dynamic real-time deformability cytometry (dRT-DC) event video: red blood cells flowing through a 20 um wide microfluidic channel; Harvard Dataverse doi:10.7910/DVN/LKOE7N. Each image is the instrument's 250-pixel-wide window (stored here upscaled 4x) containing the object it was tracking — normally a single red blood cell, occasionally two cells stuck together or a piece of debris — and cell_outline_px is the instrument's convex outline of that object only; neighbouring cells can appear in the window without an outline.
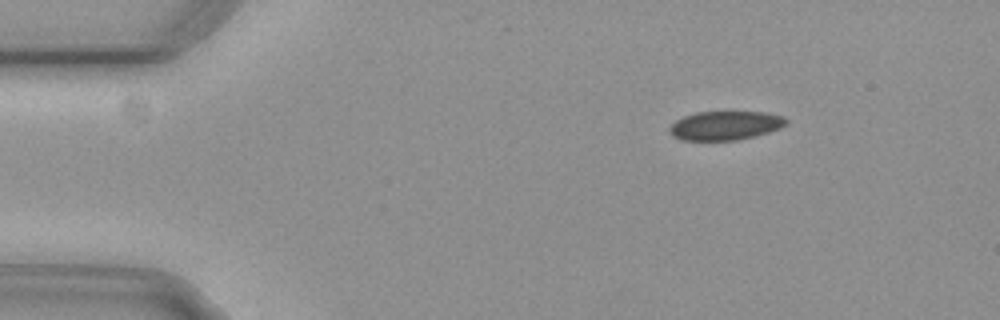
{"species": "common noctule bat (a hibernating species)", "species_latin": "Nyctalus noctula", "temperature_condition": "cold", "stored_images_in_passage": 48, "camera_frame_rate_fps": 3000, "um_per_image_px": 0.085, "animal": {"sex": "female", "body_mass_g": 29.2, "forearm_length_mm": 56.3}, "frame": {"image": 1, "passage_image": 1, "time_ms": 0.0, "image_size_px": [1000, 320], "cell_outline_px": [[788, 124], [780, 128], [768, 132], [736, 140], [680, 140], [672, 136], [668, 132], [668, 128], [676, 120], [684, 116], [696, 112], [764, 112], [784, 116], [788, 120]], "centroid_in_image_um": [61.63, 10.67], "position_along_channel_um": 23.4, "area_um2": 19.71}}
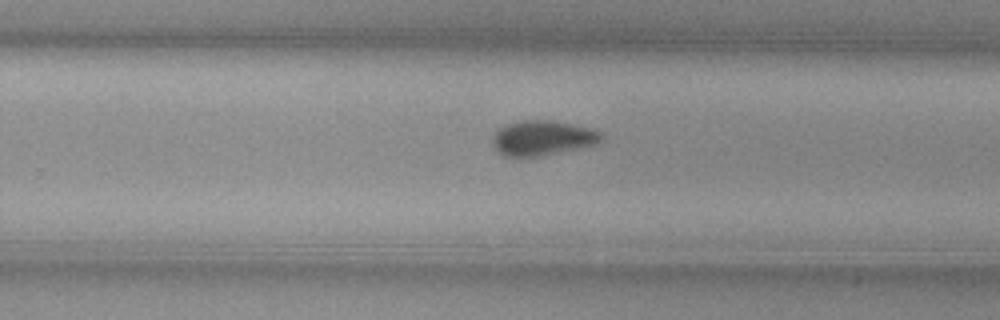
{"frame": {"image": 2, "passage_image": 28, "time_ms": 9.0, "image_size_px": [1000, 320], "cell_outline_px": [[604, 136], [596, 144], [536, 156], [504, 156], [496, 152], [492, 144], [492, 136], [496, 128], [508, 124], [524, 120], [552, 120], [592, 128], [600, 132]], "centroid_in_image_um": [46.05, 11.71], "position_along_channel_um": 283.7, "area_um2": 22.02}}
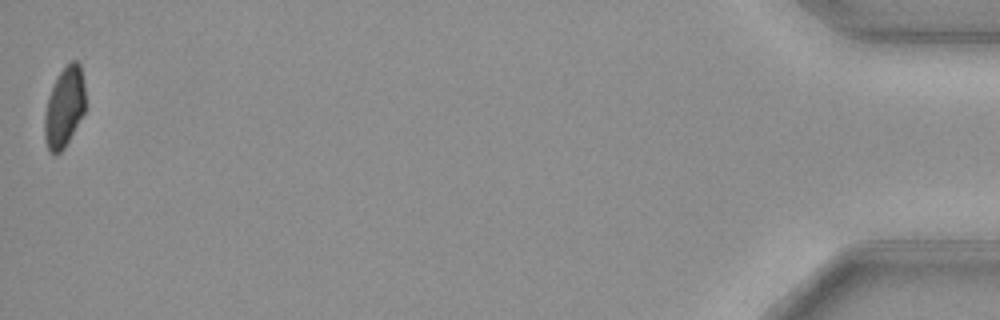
{"frame": {"image": 3, "passage_image": 48, "time_ms": 15.667, "image_size_px": [1000, 320], "cell_outline_px": [[84, 112], [64, 148], [56, 156], [48, 152], [44, 140], [44, 112], [52, 88], [60, 72], [72, 60], [76, 60], [80, 64], [84, 84]], "centroid_in_image_um": [5.44, 9.16], "position_along_channel_um": 429.8, "area_um2": 18.9}, "authors_computed_cell_mechanics": {"area_um2": 21.2993, "velocity_mm_per_s": 3.719, "shape_relaxation_time_tau1_ms": 5.4647, "shape_relaxation_time_tau2_ms": null, "deformation_change_tau1": 0.0945, "deformation_change_tau2": null}}